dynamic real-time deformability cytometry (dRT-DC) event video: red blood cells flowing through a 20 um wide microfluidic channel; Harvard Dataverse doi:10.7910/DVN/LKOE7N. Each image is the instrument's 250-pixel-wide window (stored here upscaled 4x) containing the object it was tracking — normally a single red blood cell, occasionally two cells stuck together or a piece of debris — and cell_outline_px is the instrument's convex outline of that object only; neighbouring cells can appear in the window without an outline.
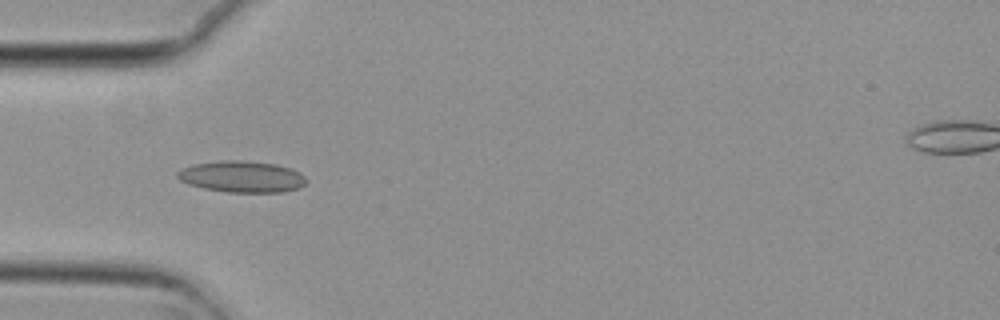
{"species": "common noctule bat (a hibernating species)", "species_latin": "Nyctalus noctula", "temperature_condition": "cold", "stored_images_in_passage": 55, "camera_frame_rate_fps": 3000, "um_per_image_px": 0.085, "animal": {"sex": "female", "body_mass_g": 29.2, "forearm_length_mm": 56.3}, "frame": {"image": 1, "passage_image": 17, "time_ms": 5.333, "image_size_px": [1000, 320], "cell_outline_px": [[308, 180], [304, 184], [296, 188], [284, 192], [228, 192], [204, 188], [188, 184], [180, 180], [176, 176], [176, 172], [180, 168], [192, 164], [220, 160], [244, 160], [276, 164], [292, 168], [300, 172]], "centroid_in_image_um": [20.53, 15.0], "position_along_channel_um": 64.5, "area_um2": 23.81}}
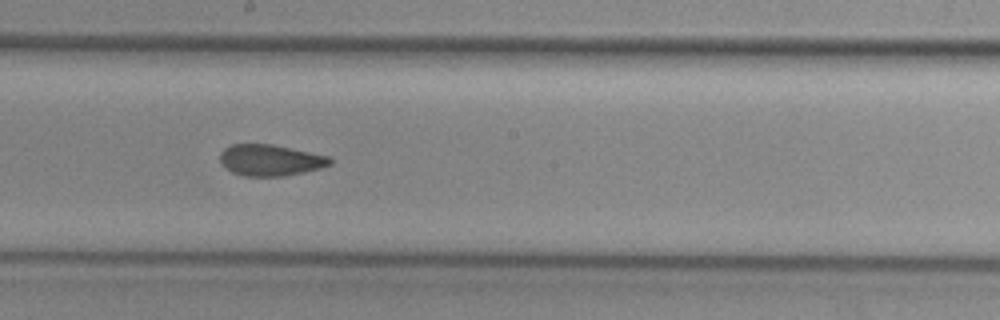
{"frame": {"image": 2, "passage_image": 30, "time_ms": 9.667, "image_size_px": [1000, 320], "cell_outline_px": [[332, 164], [320, 168], [304, 172], [284, 176], [244, 176], [232, 172], [220, 160], [220, 152], [224, 148], [232, 144], [272, 144], [328, 156], [332, 160]], "centroid_in_image_um": [22.98, 13.61], "position_along_channel_um": 225.2, "area_um2": 19.88}}
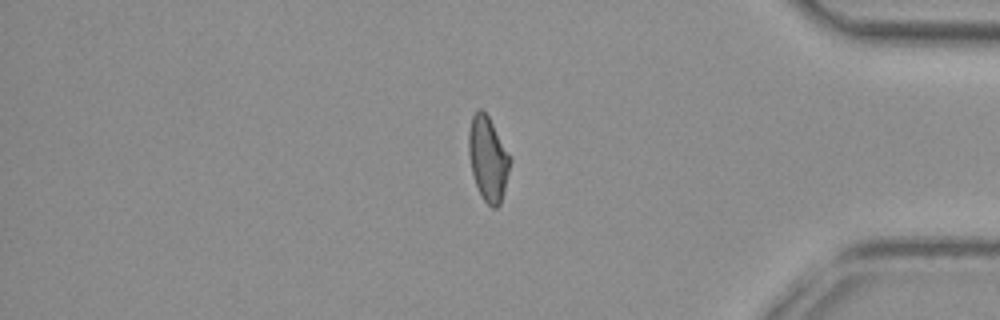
{"frame": {"image": 3, "passage_image": 46, "time_ms": 15.0, "image_size_px": [1000, 320], "cell_outline_px": [[512, 160], [500, 204], [496, 208], [492, 208], [484, 200], [476, 184], [472, 172], [468, 156], [468, 132], [472, 116], [480, 108], [488, 116]], "centroid_in_image_um": [41.47, 13.49], "position_along_channel_um": 393.7, "area_um2": 20.06}, "authors_computed_cell_mechanics": {"area_um2": 20.8658, "velocity_mm_per_s": 3.718, "shape_relaxation_time_tau1_ms": null, "shape_relaxation_time_tau2_ms": 1.7145, "deformation_change_tau1": null, "deformation_change_tau2": 0.0849}}